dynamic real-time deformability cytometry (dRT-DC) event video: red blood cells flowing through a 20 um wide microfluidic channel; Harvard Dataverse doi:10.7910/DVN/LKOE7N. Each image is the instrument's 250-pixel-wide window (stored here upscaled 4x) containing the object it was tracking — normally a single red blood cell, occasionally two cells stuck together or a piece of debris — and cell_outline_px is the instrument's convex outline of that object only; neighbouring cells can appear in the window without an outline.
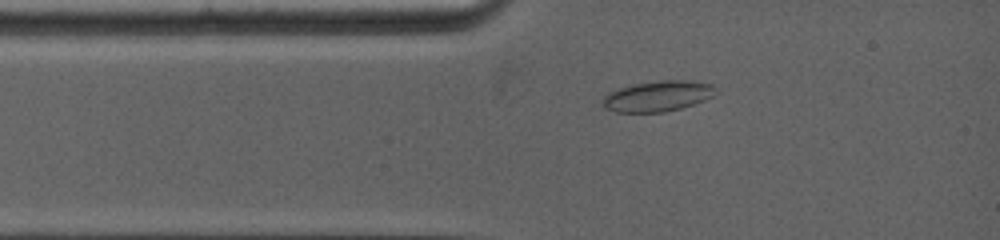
{"species": "common noctule bat (a hibernating species)", "species_latin": "Nyctalus noctula", "temperature_condition": "warm", "stored_images_in_passage": 6, "camera_frame_rate_fps": 5000, "um_per_image_px": 0.085, "animal": {"sex": "female", "body_mass_g": 19.0, "forearm_length_mm": 53.3}, "frame": {"image": 1, "passage_image": 2, "time_ms": 1.0, "image_size_px": [1000, 240], "cell_outline_px": [[716, 88], [712, 96], [704, 100], [680, 108], [664, 112], [616, 112], [604, 108], [600, 104], [604, 96], [608, 92], [632, 84], [660, 80], [684, 80], [712, 84]], "centroid_in_image_um": [55.84, 8.17], "position_along_channel_um": 29.2, "area_um2": 20.11}}
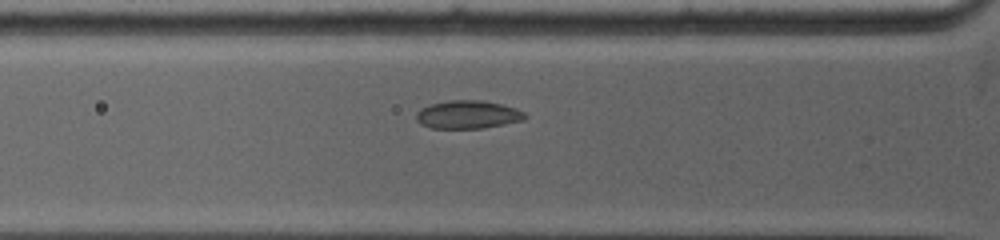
{"frame": {"image": 2, "passage_image": 4, "time_ms": 2.6, "image_size_px": [1000, 240], "cell_outline_px": [[528, 116], [524, 120], [484, 128], [432, 128], [420, 124], [416, 120], [416, 112], [420, 108], [432, 104], [448, 100], [484, 100], [516, 108], [524, 112]], "centroid_in_image_um": [39.76, 9.74], "position_along_channel_um": 86.0, "area_um2": 17.92}}
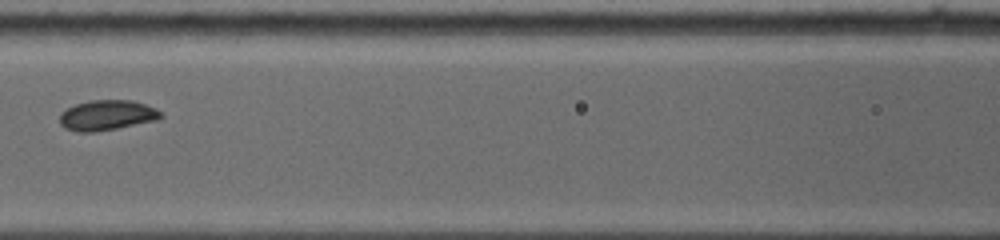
{"frame": {"image": 3, "passage_image": 6, "time_ms": 4.4, "image_size_px": [1000, 240], "cell_outline_px": [[164, 116], [156, 120], [96, 132], [76, 132], [64, 128], [60, 124], [60, 112], [76, 104], [92, 100], [132, 100], [156, 108]], "centroid_in_image_um": [9.07, 9.8], "position_along_channel_um": 157.5, "area_um2": 17.74}}